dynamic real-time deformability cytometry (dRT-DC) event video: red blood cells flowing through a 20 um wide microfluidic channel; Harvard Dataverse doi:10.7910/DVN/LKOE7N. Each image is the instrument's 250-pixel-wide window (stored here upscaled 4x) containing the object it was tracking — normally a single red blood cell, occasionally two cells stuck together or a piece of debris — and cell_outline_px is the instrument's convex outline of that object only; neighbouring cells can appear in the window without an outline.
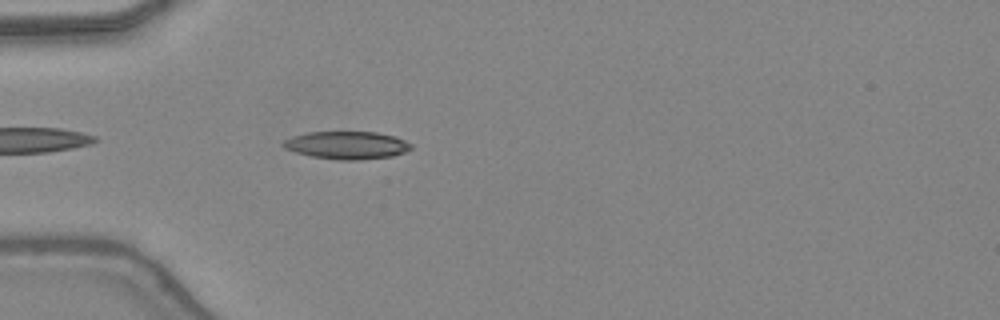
{"species": "common noctule bat (a hibernating species)", "species_latin": "Nyctalus noctula", "temperature_condition": "warm", "stored_images_in_passage": 15, "camera_frame_rate_fps": 3000, "um_per_image_px": 0.085, "animal": {"sex": "female", "body_mass_g": 24.6, "forearm_length_mm": 56.2}, "frame": {"image": 1, "passage_image": 3, "time_ms": 0.667, "image_size_px": [1000, 320], "cell_outline_px": [[412, 148], [404, 152], [392, 156], [360, 160], [340, 160], [312, 156], [296, 152], [284, 148], [280, 144], [284, 140], [292, 136], [308, 132], [376, 132], [396, 136], [412, 144]], "centroid_in_image_um": [29.48, 12.34], "position_along_channel_um": 55.5, "area_um2": 20.69}}
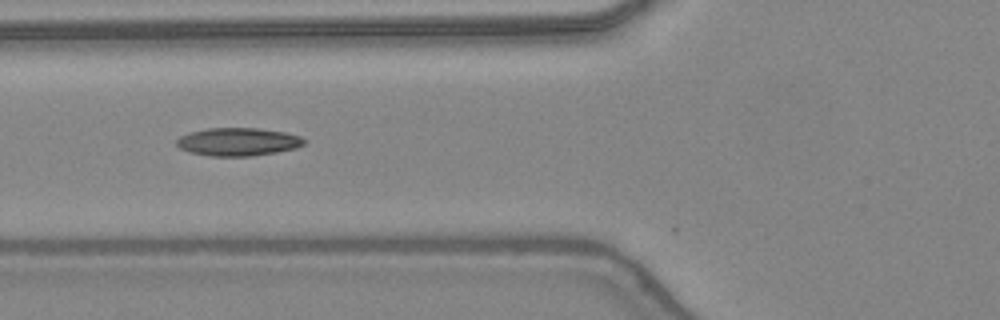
{"frame": {"image": 2, "passage_image": 7, "time_ms": 2.0, "image_size_px": [1000, 320], "cell_outline_px": [[308, 140], [304, 144], [296, 148], [276, 152], [252, 156], [208, 156], [188, 152], [180, 148], [176, 144], [176, 140], [180, 136], [188, 132], [208, 128], [256, 128], [284, 132], [300, 136]], "centroid_in_image_um": [20.22, 12.05], "position_along_channel_um": 105.6, "area_um2": 20.98}}